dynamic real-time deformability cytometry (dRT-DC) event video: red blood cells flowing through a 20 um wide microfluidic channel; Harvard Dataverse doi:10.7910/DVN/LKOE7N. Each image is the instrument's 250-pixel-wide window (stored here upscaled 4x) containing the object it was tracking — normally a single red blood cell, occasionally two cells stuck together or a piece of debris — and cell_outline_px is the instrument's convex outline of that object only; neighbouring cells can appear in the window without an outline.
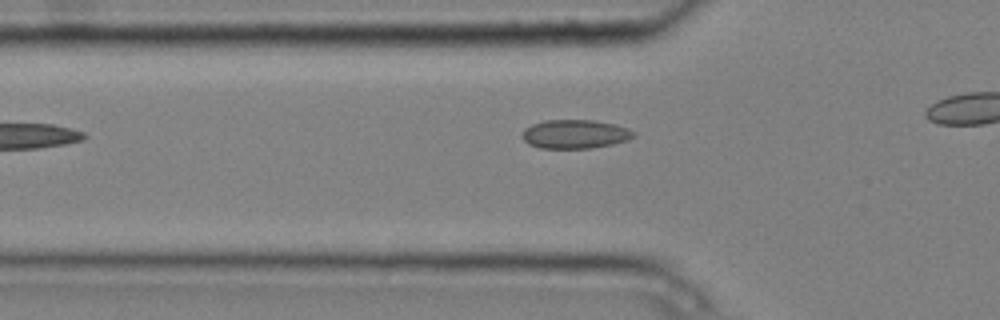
{"species": "common noctule bat (a hibernating species)", "species_latin": "Nyctalus noctula", "temperature_condition": "cold", "stored_images_in_passage": 6, "camera_frame_rate_fps": 3000, "um_per_image_px": 0.085, "animal": {"sex": "male", "body_mass_g": 20.4}, "frame": {"image": 1, "passage_image": 4, "time_ms": 1.0, "image_size_px": [1000, 320], "cell_outline_px": [[636, 136], [628, 140], [612, 144], [588, 148], [540, 148], [528, 144], [520, 136], [524, 128], [532, 124], [544, 120], [592, 120], [616, 124], [628, 128], [636, 132]], "centroid_in_image_um": [48.87, 11.39], "position_along_channel_um": 76.9, "area_um2": 18.9}}